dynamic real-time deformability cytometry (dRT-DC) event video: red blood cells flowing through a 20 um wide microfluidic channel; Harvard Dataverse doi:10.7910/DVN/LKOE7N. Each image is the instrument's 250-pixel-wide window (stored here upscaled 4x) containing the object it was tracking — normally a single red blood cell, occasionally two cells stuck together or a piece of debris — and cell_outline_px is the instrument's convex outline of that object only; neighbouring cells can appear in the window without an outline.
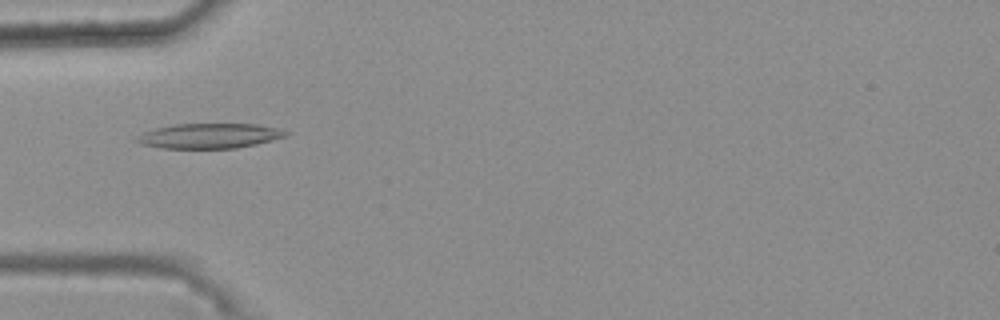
{"species": "common noctule bat (a hibernating species)", "species_latin": "Nyctalus noctula", "temperature_condition": "warm", "stored_images_in_passage": 33, "camera_frame_rate_fps": 3000, "um_per_image_px": 0.085, "animal": {"sex": "female", "body_mass_g": 25.1}, "frame": {"image": 1, "passage_image": 1, "time_ms": 0.0, "image_size_px": [1000, 320], "cell_outline_px": [[292, 132], [288, 136], [256, 144], [236, 148], [164, 148], [140, 144], [132, 140], [136, 136], [144, 132], [156, 128], [172, 124], [256, 124], [276, 128]], "centroid_in_image_um": [17.79, 11.55], "position_along_channel_um": 67.2, "area_um2": 21.79}}
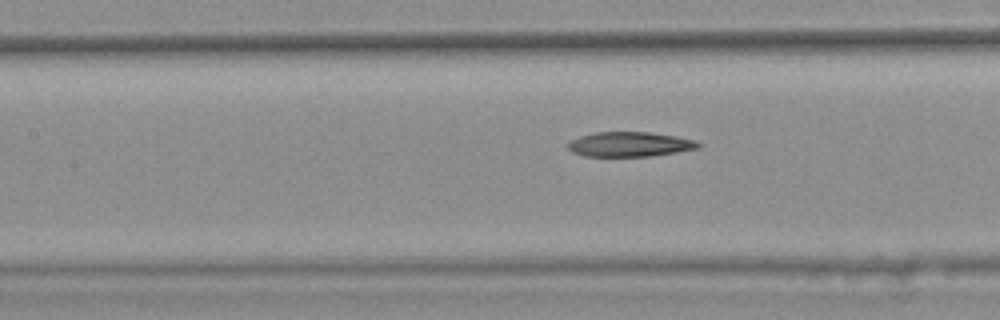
{"frame": {"image": 2, "passage_image": 8, "time_ms": 2.333, "image_size_px": [1000, 320], "cell_outline_px": [[704, 144], [700, 148], [676, 152], [648, 156], [584, 156], [572, 152], [564, 144], [580, 136], [592, 132], [648, 132], [676, 136], [696, 140]], "centroid_in_image_um": [53.53, 12.26], "position_along_channel_um": 153.9, "area_um2": 18.96}}
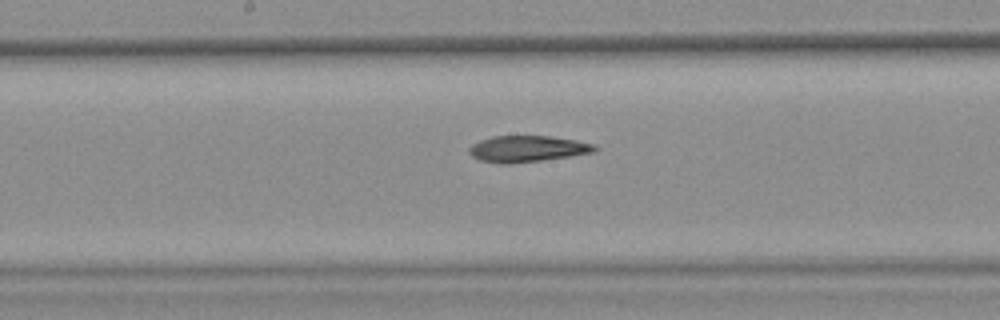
{"frame": {"image": 3, "passage_image": 12, "time_ms": 3.667, "image_size_px": [1000, 320], "cell_outline_px": [[596, 148], [592, 152], [568, 156], [540, 160], [508, 164], [500, 164], [480, 160], [472, 156], [468, 152], [468, 148], [472, 144], [480, 140], [492, 136], [552, 136], [576, 140], [596, 144]], "centroid_in_image_um": [44.77, 12.64], "position_along_channel_um": 203.4, "area_um2": 19.13}, "authors_computed_cell_mechanics": {"area_um2": 19.1896, "velocity_mm_per_s": 3.7176, "shape_relaxation_time_tau1_ms": null, "shape_relaxation_time_tau2_ms": 8.4528, "deformation_change_tau1": null, "deformation_change_tau2": 0.1975}}